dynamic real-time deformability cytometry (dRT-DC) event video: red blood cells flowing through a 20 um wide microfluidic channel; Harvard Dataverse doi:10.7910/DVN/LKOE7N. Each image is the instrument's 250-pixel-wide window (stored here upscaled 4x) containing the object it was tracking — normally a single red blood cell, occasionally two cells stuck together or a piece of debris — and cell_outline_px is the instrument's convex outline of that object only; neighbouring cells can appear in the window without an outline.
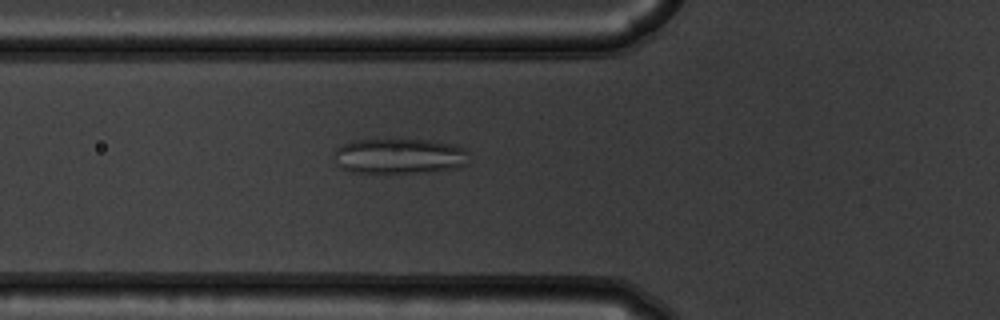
{"species": "common noctule bat (a hibernating species)", "species_latin": "Nyctalus noctula", "temperature_condition": "warm", "stored_images_in_passage": 36, "camera_frame_rate_fps": 3000, "um_per_image_px": 0.085, "animal": {"sex": "male", "body_mass_g": 19.5, "forearm_length_mm": 54.6}, "frame": {"image": 1, "passage_image": 4, "time_ms": 1.0, "image_size_px": [1000, 320], "cell_outline_px": [[468, 152], [464, 164], [456, 168], [432, 172], [352, 172], [340, 168], [336, 164], [336, 148], [352, 140], [432, 140], [452, 144], [464, 148]], "centroid_in_image_um": [33.94, 13.27], "position_along_channel_um": 91.9, "area_um2": 27.51}}
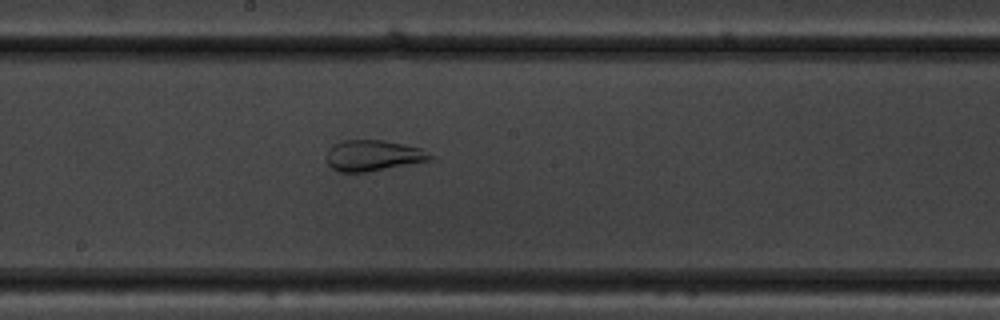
{"frame": {"image": 2, "passage_image": 14, "time_ms": 4.333, "image_size_px": [1000, 320], "cell_outline_px": [[436, 156], [432, 160], [368, 172], [340, 172], [332, 168], [328, 164], [328, 148], [332, 144], [340, 140], [384, 140], [404, 144], [420, 148]], "centroid_in_image_um": [31.74, 13.21], "position_along_channel_um": 216.5, "area_um2": 18.84}}
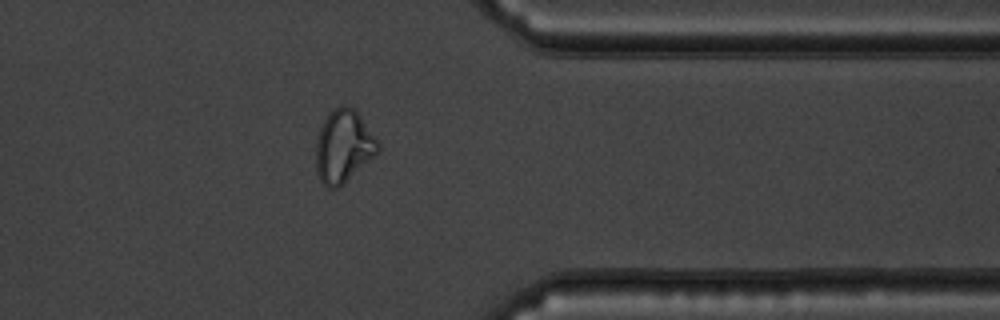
{"frame": {"image": 3, "passage_image": 28, "time_ms": 9.0, "image_size_px": [1000, 320], "cell_outline_px": [[380, 152], [376, 156], [340, 188], [328, 188], [320, 180], [316, 172], [316, 144], [320, 128], [328, 112], [332, 108], [340, 104], [348, 104], [356, 108], [380, 144]], "centroid_in_image_um": [29.22, 12.42], "position_along_channel_um": 382.2, "area_um2": 27.05}}